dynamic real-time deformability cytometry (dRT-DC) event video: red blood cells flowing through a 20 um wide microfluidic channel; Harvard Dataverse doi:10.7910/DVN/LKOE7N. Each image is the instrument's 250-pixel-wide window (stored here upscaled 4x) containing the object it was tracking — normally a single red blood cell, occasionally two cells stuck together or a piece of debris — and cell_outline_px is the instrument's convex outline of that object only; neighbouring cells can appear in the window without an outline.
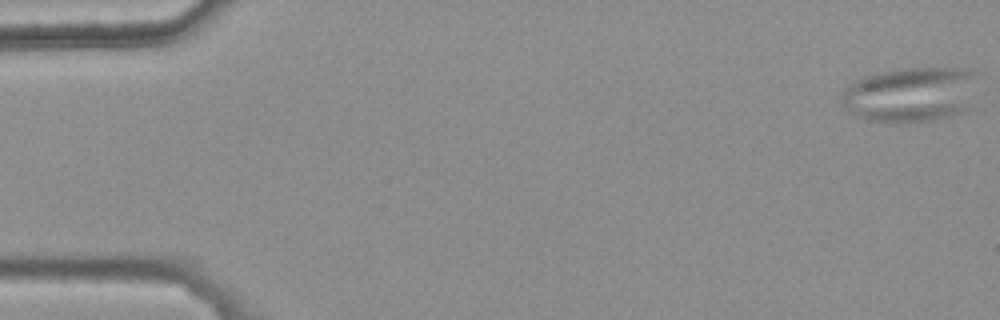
{"species": "common noctule bat (a hibernating species)", "species_latin": "Nyctalus noctula", "temperature_condition": "warm", "stored_images_in_passage": 49, "segment_of_instrument_passage": [1, 2], "camera_frame_rate_fps": 3000, "um_per_image_px": 0.085, "animal": {"sex": "female", "body_mass_g": 25.1}, "frame": {"image": 1, "passage_image": 1, "time_ms": 0.0, "image_size_px": [1000, 320], "cell_outline_px": [[980, 72], [964, 108], [960, 112], [948, 116], [932, 120], [900, 124], [868, 120], [856, 116], [848, 112], [844, 108], [840, 96], [840, 92], [844, 88], [856, 80], [864, 76], [880, 72], [904, 68], [972, 68]], "centroid_in_image_um": [77.33, 8.02], "position_along_channel_um": 7.7, "area_um2": 43.93}}